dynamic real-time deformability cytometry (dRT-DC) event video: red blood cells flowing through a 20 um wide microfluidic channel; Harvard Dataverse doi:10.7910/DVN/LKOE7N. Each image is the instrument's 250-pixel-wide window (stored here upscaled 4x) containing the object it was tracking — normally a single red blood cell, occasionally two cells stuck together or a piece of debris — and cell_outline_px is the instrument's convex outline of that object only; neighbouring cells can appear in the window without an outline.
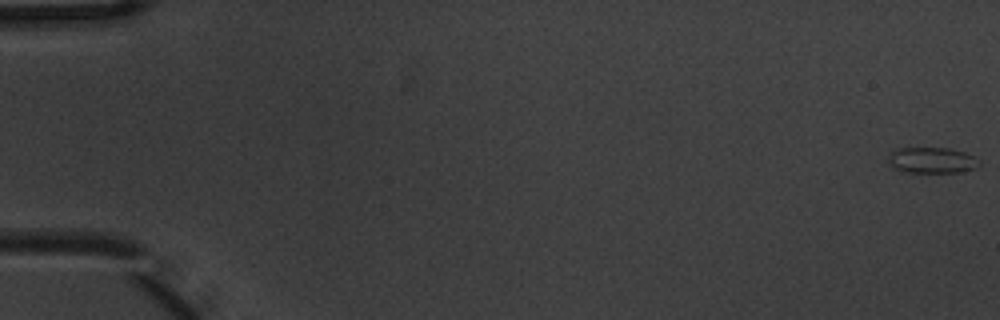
{"species": "common noctule bat (a hibernating species)", "species_latin": "Nyctalus noctula", "temperature_condition": "warm", "stored_images_in_passage": 7, "camera_frame_rate_fps": 3000, "um_per_image_px": 0.085, "animal": {"sex": "male", "body_mass_g": 20.1, "forearm_length_mm": 53.5}, "frame": {"image": 1, "passage_image": 1, "time_ms": 0.0, "image_size_px": [1000, 320], "cell_outline_px": [[980, 164], [976, 168], [960, 172], [908, 172], [896, 168], [888, 160], [888, 156], [896, 148], [952, 148], [964, 152], [980, 160]], "centroid_in_image_um": [79.26, 13.61], "position_along_channel_um": 5.7, "area_um2": 13.58}}
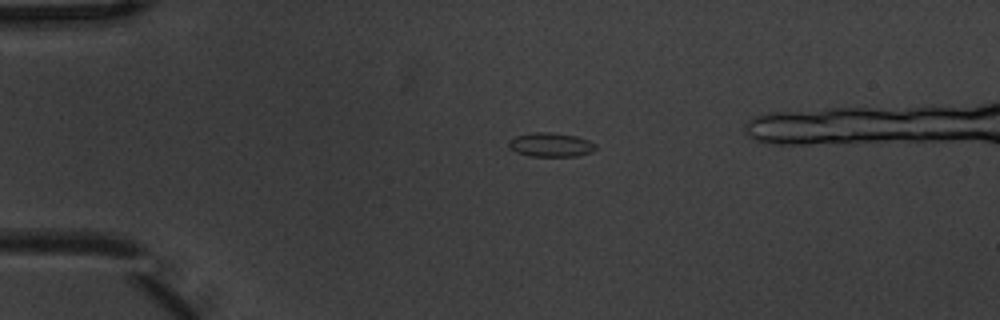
{"frame": {"image": 2, "passage_image": 5, "time_ms": 1.333, "image_size_px": [1000, 320], "cell_outline_px": [[596, 148], [592, 152], [576, 156], [528, 156], [516, 152], [508, 148], [508, 140], [516, 136], [532, 132], [548, 132], [576, 136], [588, 140], [596, 144]], "centroid_in_image_um": [46.78, 12.31], "position_along_channel_um": 38.2, "area_um2": 12.25}}